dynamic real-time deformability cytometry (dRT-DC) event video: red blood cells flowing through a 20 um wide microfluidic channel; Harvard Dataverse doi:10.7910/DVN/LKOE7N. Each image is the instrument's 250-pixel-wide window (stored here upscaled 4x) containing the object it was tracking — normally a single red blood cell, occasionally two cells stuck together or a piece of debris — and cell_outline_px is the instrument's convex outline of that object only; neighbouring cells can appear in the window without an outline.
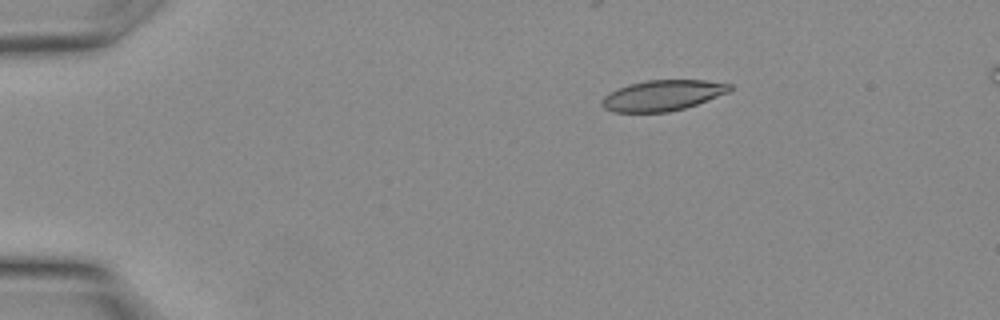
{"species": "Egyptian fruit bat (a non-hibernating species)", "species_latin": "Rousettus aegyptiacus", "temperature_condition": "warm", "stored_images_in_passage": 10, "camera_frame_rate_fps": 3000, "um_per_image_px": 0.085, "animal": {"sex": "female"}, "frame": {"image": 1, "passage_image": 2, "time_ms": 0.333, "image_size_px": [1000, 320], "cell_outline_px": [[732, 88], [728, 92], [696, 104], [684, 108], [668, 112], [612, 112], [604, 108], [600, 104], [600, 100], [604, 96], [628, 84], [648, 80], [704, 80], [732, 84]], "centroid_in_image_um": [56.29, 8.11], "position_along_channel_um": 28.7, "area_um2": 22.66}}
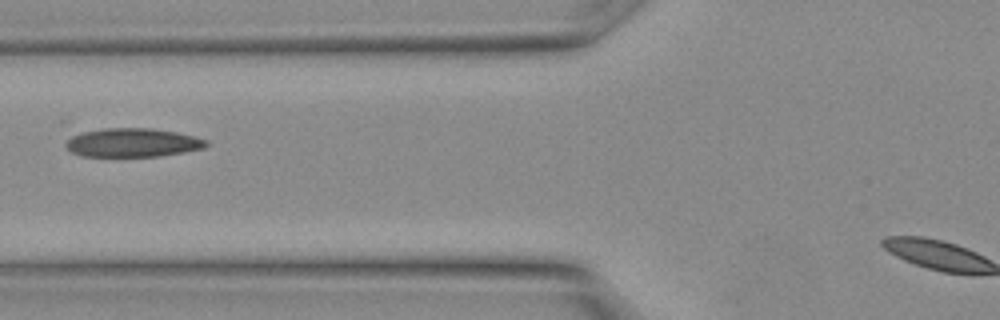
{"frame": {"image": 2, "passage_image": 9, "time_ms": 2.667, "image_size_px": [1000, 320], "cell_outline_px": [[208, 144], [204, 148], [184, 152], [160, 156], [80, 156], [72, 152], [64, 144], [72, 136], [84, 132], [104, 128], [152, 128], [176, 132], [208, 140]], "centroid_in_image_um": [11.29, 12.12], "position_along_channel_um": 114.5, "area_um2": 23.35}}